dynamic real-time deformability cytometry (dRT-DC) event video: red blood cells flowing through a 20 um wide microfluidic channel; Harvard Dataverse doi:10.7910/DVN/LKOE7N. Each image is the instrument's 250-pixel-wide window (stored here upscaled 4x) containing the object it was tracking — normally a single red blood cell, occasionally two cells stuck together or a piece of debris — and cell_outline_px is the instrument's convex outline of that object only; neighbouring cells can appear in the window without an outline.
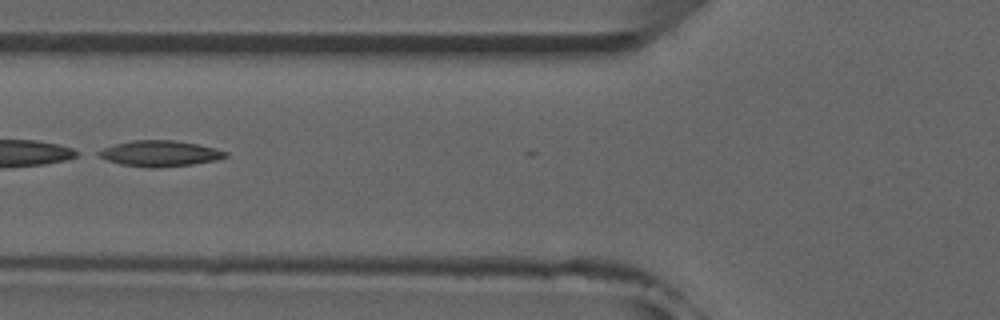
{"species": "common noctule bat (a hibernating species)", "species_latin": "Nyctalus noctula", "temperature_condition": "room temperature", "stored_images_in_passage": 9, "camera_frame_rate_fps": 3000, "um_per_image_px": 0.085, "animal": {"sex": "male", "forearm_length_mm": 52.5}, "frame": {"image": 1, "passage_image": 5, "time_ms": 1.333, "image_size_px": [1000, 320], "cell_outline_px": [[228, 156], [216, 160], [192, 164], [160, 168], [144, 168], [120, 164], [108, 160], [100, 156], [96, 152], [104, 148], [116, 144], [132, 140], [176, 140], [196, 144], [228, 152]], "centroid_in_image_um": [13.58, 13.06], "position_along_channel_um": 112.2, "area_um2": 19.02}}
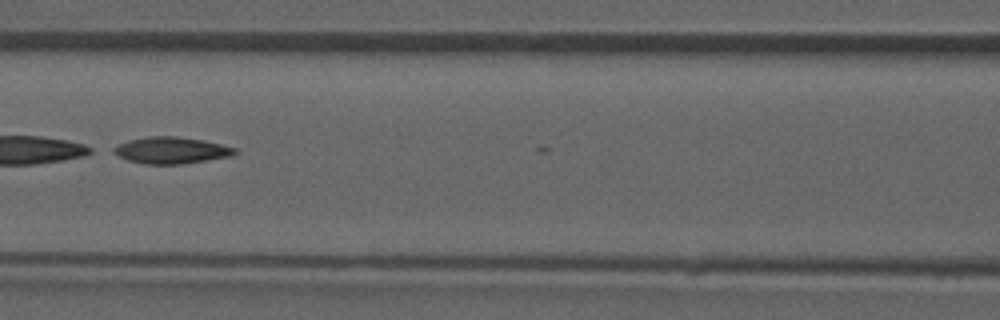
{"frame": {"image": 2, "passage_image": 8, "time_ms": 2.333, "image_size_px": [1000, 320], "cell_outline_px": [[236, 152], [232, 156], [180, 164], [144, 164], [128, 160], [112, 152], [112, 148], [128, 140], [148, 136], [176, 136], [204, 140], [236, 148]], "centroid_in_image_um": [14.55, 12.77], "position_along_channel_um": 152.1, "area_um2": 18.67}}